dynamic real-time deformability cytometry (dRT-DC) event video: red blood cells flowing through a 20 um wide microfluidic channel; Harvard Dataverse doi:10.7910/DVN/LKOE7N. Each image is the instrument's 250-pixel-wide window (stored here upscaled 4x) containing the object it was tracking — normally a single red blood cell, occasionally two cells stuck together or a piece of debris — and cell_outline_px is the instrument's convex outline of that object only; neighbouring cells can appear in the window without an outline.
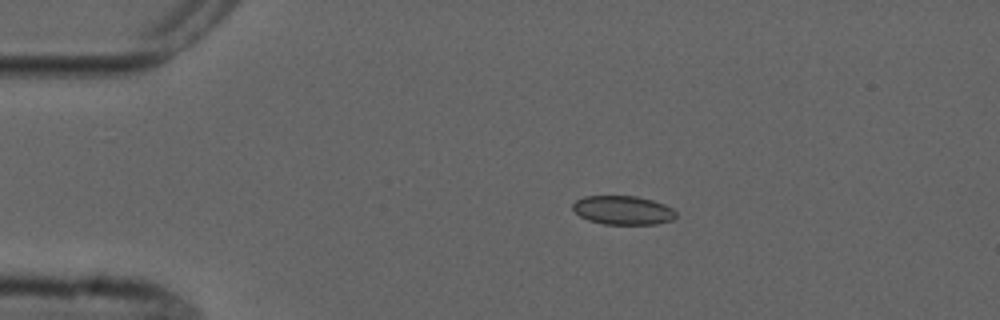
{"species": "common noctule bat (a hibernating species)", "species_latin": "Nyctalus noctula", "temperature_condition": "cold", "stored_images_in_passage": 6, "camera_frame_rate_fps": 3000, "um_per_image_px": 0.085, "animal": {"sex": "male", "forearm_length_mm": 52.5}, "frame": {"image": 1, "passage_image": 1, "time_ms": 0.0, "image_size_px": [1000, 320], "cell_outline_px": [[676, 216], [672, 220], [656, 224], [604, 224], [588, 220], [580, 216], [572, 208], [572, 204], [576, 200], [584, 196], [636, 196], [652, 200], [664, 204], [672, 208], [676, 212]], "centroid_in_image_um": [52.95, 17.86], "position_along_channel_um": 32.1, "area_um2": 17.34}}
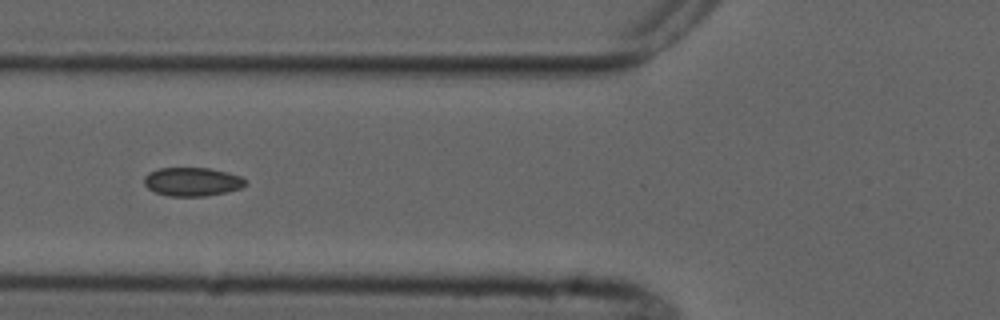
{"frame": {"image": 2, "passage_image": 4, "time_ms": 3.333, "image_size_px": [1000, 320], "cell_outline_px": [[248, 184], [240, 188], [228, 192], [204, 196], [168, 196], [156, 192], [148, 188], [144, 184], [144, 176], [148, 172], [160, 168], [208, 168], [228, 172], [240, 176], [248, 180]], "centroid_in_image_um": [16.36, 15.44], "position_along_channel_um": 109.4, "area_um2": 17.05}}
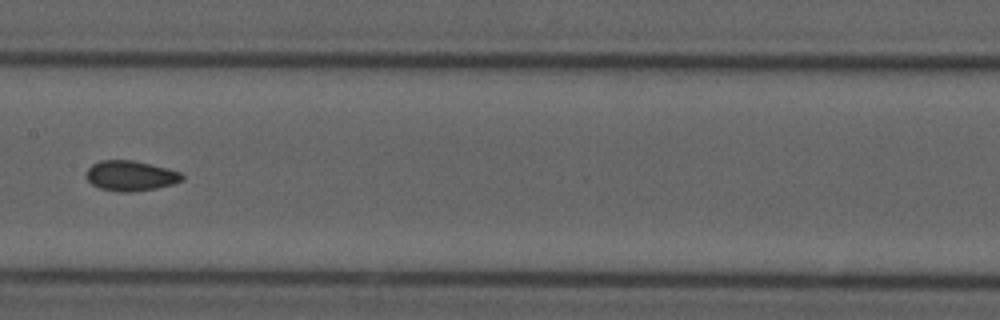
{"frame": {"image": 3, "passage_image": 6, "time_ms": 5.667, "image_size_px": [1000, 320], "cell_outline_px": [[184, 180], [172, 184], [156, 188], [132, 192], [120, 192], [100, 188], [92, 184], [88, 180], [88, 168], [92, 164], [100, 160], [132, 160], [180, 172], [184, 176]], "centroid_in_image_um": [11.1, 14.95], "position_along_channel_um": 196.3, "area_um2": 16.59}}